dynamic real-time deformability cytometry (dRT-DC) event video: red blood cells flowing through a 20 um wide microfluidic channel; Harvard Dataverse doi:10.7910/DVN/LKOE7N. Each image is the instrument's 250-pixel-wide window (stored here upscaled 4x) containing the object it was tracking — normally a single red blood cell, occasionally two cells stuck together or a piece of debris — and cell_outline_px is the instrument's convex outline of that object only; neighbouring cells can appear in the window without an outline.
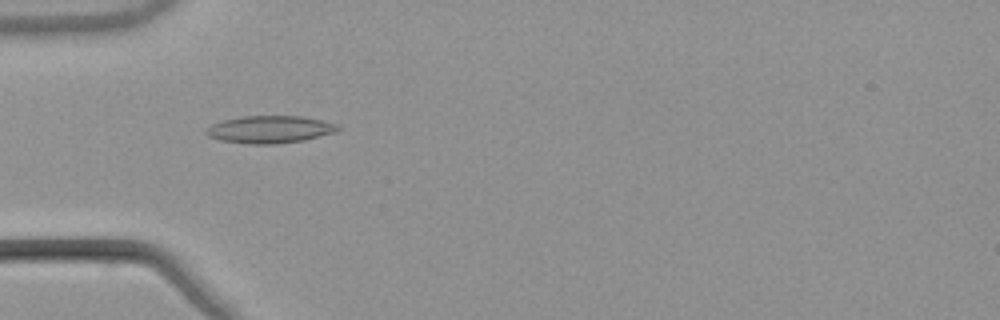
{"species": "common noctule bat (a hibernating species)", "species_latin": "Nyctalus noctula", "temperature_condition": "warm", "stored_images_in_passage": 39, "camera_frame_rate_fps": 3000, "um_per_image_px": 0.085, "animal": {"sex": "male", "body_mass_g": 21.5, "forearm_length_mm": 52.0}, "frame": {"image": 1, "passage_image": 3, "time_ms": 0.667, "image_size_px": [1000, 320], "cell_outline_px": [[340, 128], [336, 132], [304, 140], [276, 144], [248, 144], [220, 140], [208, 136], [204, 132], [204, 128], [212, 124], [224, 120], [244, 116], [300, 116], [340, 124]], "centroid_in_image_um": [22.93, 11.0], "position_along_channel_um": 62.1, "area_um2": 21.1}}
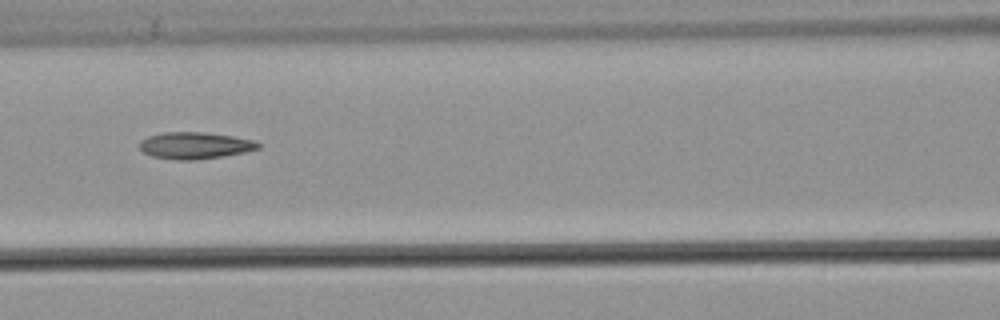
{"frame": {"image": 2, "passage_image": 10, "time_ms": 3.0, "image_size_px": [1000, 320], "cell_outline_px": [[260, 148], [244, 152], [196, 160], [176, 160], [152, 156], [144, 152], [140, 148], [140, 140], [148, 136], [164, 132], [204, 132], [232, 136], [252, 140], [260, 144]], "centroid_in_image_um": [16.54, 12.36], "position_along_channel_um": 150.1, "area_um2": 18.32}}
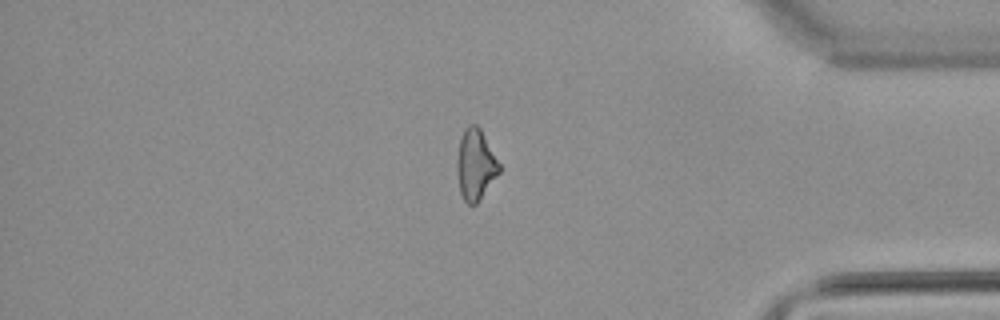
{"frame": {"image": 3, "passage_image": 31, "time_ms": 10.0, "image_size_px": [1000, 320], "cell_outline_px": [[500, 172], [476, 204], [468, 204], [464, 200], [460, 192], [456, 168], [456, 160], [460, 136], [464, 128], [468, 124], [476, 124], [480, 128], [500, 164]], "centroid_in_image_um": [40.39, 13.97], "position_along_channel_um": 394.8, "area_um2": 17.46}, "authors_computed_cell_mechanics": {"area_um2": 17.9758, "velocity_mm_per_s": 3.8695, "shape_relaxation_time_tau1_ms": null, "shape_relaxation_time_tau2_ms": 4.958, "deformation_change_tau1": null, "deformation_change_tau2": 0.155}}